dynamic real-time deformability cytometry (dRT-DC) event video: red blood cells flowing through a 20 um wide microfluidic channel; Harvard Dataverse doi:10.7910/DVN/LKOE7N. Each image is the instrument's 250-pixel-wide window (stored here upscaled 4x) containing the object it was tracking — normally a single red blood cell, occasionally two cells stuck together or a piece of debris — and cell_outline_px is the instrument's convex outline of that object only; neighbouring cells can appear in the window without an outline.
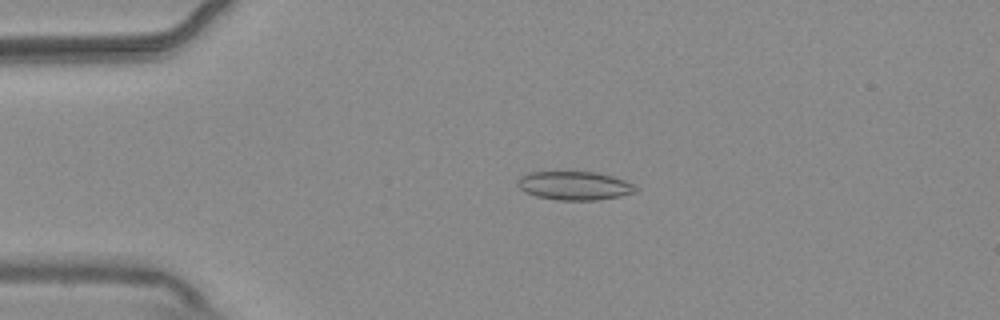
{"species": "common noctule bat (a hibernating species)", "species_latin": "Nyctalus noctula", "temperature_condition": "warm", "stored_images_in_passage": 48, "camera_frame_rate_fps": 3000, "um_per_image_px": 0.085, "animal": {"sex": "male", "body_mass_g": 20.4}, "frame": {"image": 1, "passage_image": 5, "time_ms": 1.333, "image_size_px": [1000, 320], "cell_outline_px": [[636, 192], [620, 196], [596, 200], [556, 200], [536, 196], [524, 192], [516, 184], [516, 180], [520, 176], [528, 172], [596, 172], [612, 176], [624, 180], [632, 184], [636, 188]], "centroid_in_image_um": [48.78, 15.78], "position_along_channel_um": 36.2, "area_um2": 19.71}}
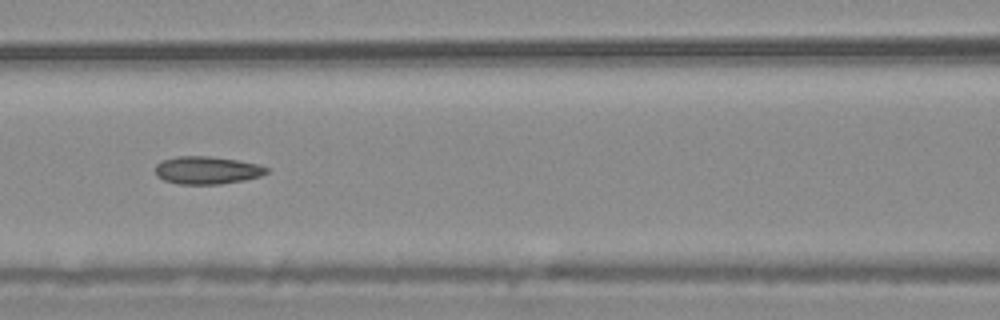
{"frame": {"image": 2, "passage_image": 17, "time_ms": 5.333, "image_size_px": [1000, 320], "cell_outline_px": [[268, 172], [260, 176], [244, 180], [220, 184], [180, 184], [164, 180], [156, 176], [156, 164], [160, 160], [176, 156], [208, 156], [236, 160], [256, 164], [268, 168]], "centroid_in_image_um": [17.55, 14.47], "position_along_channel_um": 149.0, "area_um2": 17.92}}
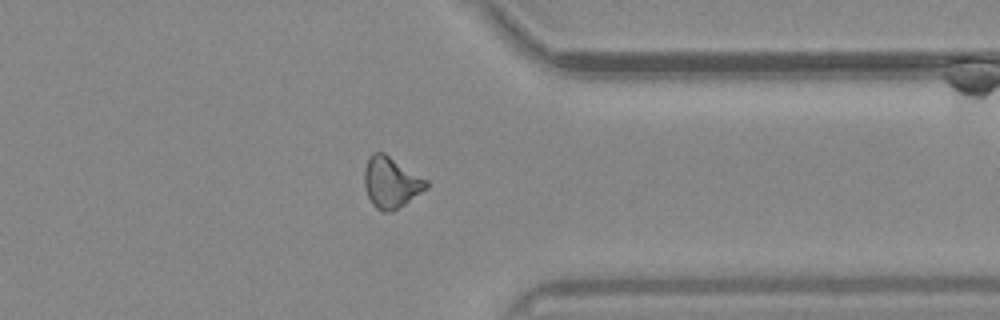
{"frame": {"image": 3, "passage_image": 36, "time_ms": 11.667, "image_size_px": [1000, 320], "cell_outline_px": [[428, 188], [392, 212], [380, 212], [372, 204], [364, 188], [364, 168], [368, 156], [372, 152], [384, 152], [428, 180]], "centroid_in_image_um": [33.21, 15.5], "position_along_channel_um": 378.2, "area_um2": 18.67}, "authors_computed_cell_mechanics": {"area_um2": 17.8891, "velocity_mm_per_s": 3.7055, "shape_relaxation_time_tau1_ms": null, "shape_relaxation_time_tau2_ms": 5.9106, "deformation_change_tau1": null, "deformation_change_tau2": 0.1461}}